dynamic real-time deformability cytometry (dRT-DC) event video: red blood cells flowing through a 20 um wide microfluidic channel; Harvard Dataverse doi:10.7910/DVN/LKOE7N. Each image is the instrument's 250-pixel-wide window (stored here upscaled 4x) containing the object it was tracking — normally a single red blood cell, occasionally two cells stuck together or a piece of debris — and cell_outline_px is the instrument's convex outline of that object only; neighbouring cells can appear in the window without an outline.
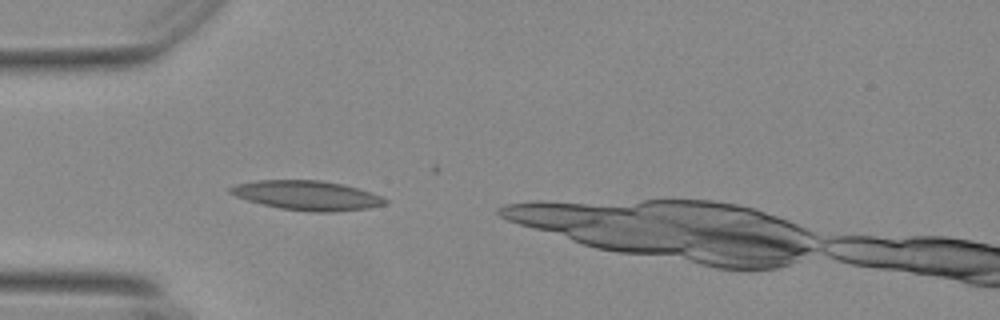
{"species": "Egyptian fruit bat (a non-hibernating species)", "species_latin": "Rousettus aegyptiacus", "temperature_condition": "warm", "stored_images_in_passage": 13, "camera_frame_rate_fps": 3000, "um_per_image_px": 0.085, "animal": {"sex": "female"}, "frame": {"image": 1, "passage_image": 2, "time_ms": 0.333, "image_size_px": [1000, 320], "cell_outline_px": [[388, 200], [384, 204], [368, 208], [332, 212], [316, 212], [280, 208], [248, 200], [236, 196], [228, 192], [228, 188], [236, 184], [256, 180], [320, 180], [344, 184], [372, 192]], "centroid_in_image_um": [26.1, 16.6], "position_along_channel_um": 58.9, "area_um2": 26.41}}
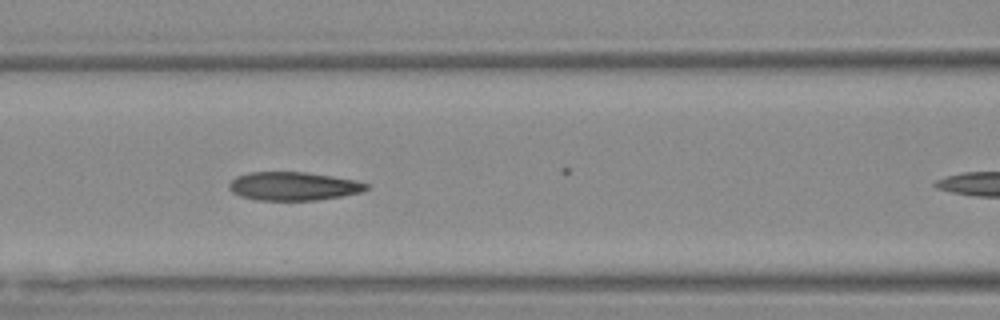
{"frame": {"image": 2, "passage_image": 9, "time_ms": 2.667, "image_size_px": [1000, 320], "cell_outline_px": [[368, 188], [360, 192], [340, 196], [316, 200], [256, 200], [240, 196], [232, 192], [228, 188], [228, 184], [236, 176], [248, 172], [304, 172], [356, 180], [368, 184]], "centroid_in_image_um": [24.88, 15.82], "position_along_channel_um": 141.7, "area_um2": 22.66}}
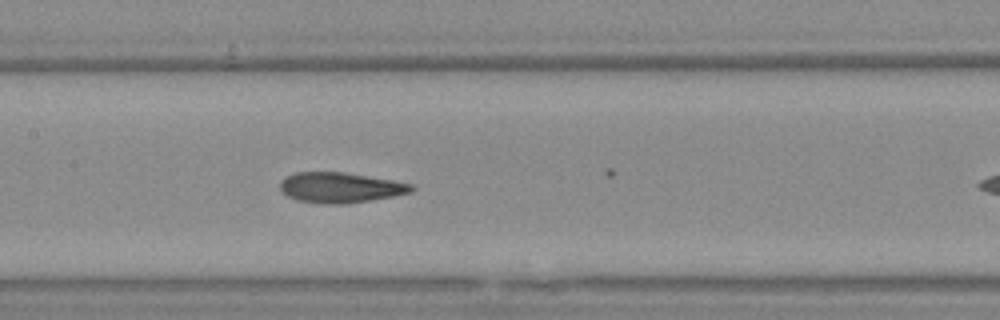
{"frame": {"image": 3, "passage_image": 12, "time_ms": 3.667, "image_size_px": [1000, 320], "cell_outline_px": [[416, 188], [412, 192], [392, 196], [344, 204], [332, 204], [300, 200], [288, 196], [280, 188], [280, 180], [284, 176], [296, 172], [344, 172], [392, 180], [412, 184]], "centroid_in_image_um": [28.92, 15.92], "position_along_channel_um": 178.5, "area_um2": 22.95}}